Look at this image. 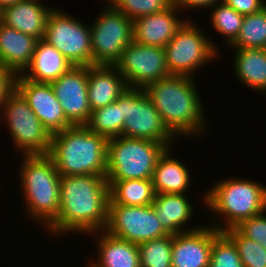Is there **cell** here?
I'll return each mask as SVG.
<instances>
[{
	"mask_svg": "<svg viewBox=\"0 0 266 267\" xmlns=\"http://www.w3.org/2000/svg\"><path fill=\"white\" fill-rule=\"evenodd\" d=\"M230 46L236 49H266V6L244 16L239 34Z\"/></svg>",
	"mask_w": 266,
	"mask_h": 267,
	"instance_id": "83f0119b",
	"label": "cell"
},
{
	"mask_svg": "<svg viewBox=\"0 0 266 267\" xmlns=\"http://www.w3.org/2000/svg\"><path fill=\"white\" fill-rule=\"evenodd\" d=\"M109 201L106 175L61 176L59 213L46 229L54 236L71 231L95 236L107 225Z\"/></svg>",
	"mask_w": 266,
	"mask_h": 267,
	"instance_id": "6da1fadb",
	"label": "cell"
},
{
	"mask_svg": "<svg viewBox=\"0 0 266 267\" xmlns=\"http://www.w3.org/2000/svg\"><path fill=\"white\" fill-rule=\"evenodd\" d=\"M221 1L223 0H173V4L181 11V9L212 7Z\"/></svg>",
	"mask_w": 266,
	"mask_h": 267,
	"instance_id": "8d00e7d4",
	"label": "cell"
},
{
	"mask_svg": "<svg viewBox=\"0 0 266 267\" xmlns=\"http://www.w3.org/2000/svg\"><path fill=\"white\" fill-rule=\"evenodd\" d=\"M205 225L173 235L172 267H208L213 240L220 234Z\"/></svg>",
	"mask_w": 266,
	"mask_h": 267,
	"instance_id": "2e32d148",
	"label": "cell"
},
{
	"mask_svg": "<svg viewBox=\"0 0 266 267\" xmlns=\"http://www.w3.org/2000/svg\"><path fill=\"white\" fill-rule=\"evenodd\" d=\"M167 147L145 139L119 136L107 141V181L152 179Z\"/></svg>",
	"mask_w": 266,
	"mask_h": 267,
	"instance_id": "8992f818",
	"label": "cell"
},
{
	"mask_svg": "<svg viewBox=\"0 0 266 267\" xmlns=\"http://www.w3.org/2000/svg\"><path fill=\"white\" fill-rule=\"evenodd\" d=\"M173 234L138 245L141 267H172Z\"/></svg>",
	"mask_w": 266,
	"mask_h": 267,
	"instance_id": "f1b7e54d",
	"label": "cell"
},
{
	"mask_svg": "<svg viewBox=\"0 0 266 267\" xmlns=\"http://www.w3.org/2000/svg\"><path fill=\"white\" fill-rule=\"evenodd\" d=\"M235 74L252 90L266 93V49H236Z\"/></svg>",
	"mask_w": 266,
	"mask_h": 267,
	"instance_id": "d4e9b609",
	"label": "cell"
},
{
	"mask_svg": "<svg viewBox=\"0 0 266 267\" xmlns=\"http://www.w3.org/2000/svg\"><path fill=\"white\" fill-rule=\"evenodd\" d=\"M128 84L115 66H88V98L91 110L115 102Z\"/></svg>",
	"mask_w": 266,
	"mask_h": 267,
	"instance_id": "d6986e66",
	"label": "cell"
},
{
	"mask_svg": "<svg viewBox=\"0 0 266 267\" xmlns=\"http://www.w3.org/2000/svg\"><path fill=\"white\" fill-rule=\"evenodd\" d=\"M15 89L27 101L43 126L54 135L73 126L66 118L50 83H38L16 75Z\"/></svg>",
	"mask_w": 266,
	"mask_h": 267,
	"instance_id": "9a60e30c",
	"label": "cell"
},
{
	"mask_svg": "<svg viewBox=\"0 0 266 267\" xmlns=\"http://www.w3.org/2000/svg\"><path fill=\"white\" fill-rule=\"evenodd\" d=\"M178 11L180 10L172 4L162 12L134 19L133 41L164 48L186 21L177 16Z\"/></svg>",
	"mask_w": 266,
	"mask_h": 267,
	"instance_id": "e0dca14e",
	"label": "cell"
},
{
	"mask_svg": "<svg viewBox=\"0 0 266 267\" xmlns=\"http://www.w3.org/2000/svg\"><path fill=\"white\" fill-rule=\"evenodd\" d=\"M104 231L138 245L169 235L161 225L152 205H108L107 225Z\"/></svg>",
	"mask_w": 266,
	"mask_h": 267,
	"instance_id": "7c38bea8",
	"label": "cell"
},
{
	"mask_svg": "<svg viewBox=\"0 0 266 267\" xmlns=\"http://www.w3.org/2000/svg\"><path fill=\"white\" fill-rule=\"evenodd\" d=\"M72 66L57 49L44 40H39L31 63L21 75L33 82L51 83Z\"/></svg>",
	"mask_w": 266,
	"mask_h": 267,
	"instance_id": "7402d4cb",
	"label": "cell"
},
{
	"mask_svg": "<svg viewBox=\"0 0 266 267\" xmlns=\"http://www.w3.org/2000/svg\"><path fill=\"white\" fill-rule=\"evenodd\" d=\"M103 12L92 25V65L115 66L123 50L133 41V20L105 3Z\"/></svg>",
	"mask_w": 266,
	"mask_h": 267,
	"instance_id": "9c48e42d",
	"label": "cell"
},
{
	"mask_svg": "<svg viewBox=\"0 0 266 267\" xmlns=\"http://www.w3.org/2000/svg\"><path fill=\"white\" fill-rule=\"evenodd\" d=\"M107 2L131 20L162 12L173 4V0H107Z\"/></svg>",
	"mask_w": 266,
	"mask_h": 267,
	"instance_id": "1f68e13d",
	"label": "cell"
},
{
	"mask_svg": "<svg viewBox=\"0 0 266 267\" xmlns=\"http://www.w3.org/2000/svg\"><path fill=\"white\" fill-rule=\"evenodd\" d=\"M107 182L109 185V205L147 206L152 205L156 196L152 179Z\"/></svg>",
	"mask_w": 266,
	"mask_h": 267,
	"instance_id": "484cf974",
	"label": "cell"
},
{
	"mask_svg": "<svg viewBox=\"0 0 266 267\" xmlns=\"http://www.w3.org/2000/svg\"><path fill=\"white\" fill-rule=\"evenodd\" d=\"M52 10L53 8L48 6L44 7L40 0H20L0 12V22L38 40H43L47 18Z\"/></svg>",
	"mask_w": 266,
	"mask_h": 267,
	"instance_id": "ac0fdd59",
	"label": "cell"
},
{
	"mask_svg": "<svg viewBox=\"0 0 266 267\" xmlns=\"http://www.w3.org/2000/svg\"><path fill=\"white\" fill-rule=\"evenodd\" d=\"M99 235L98 255L89 267H141L138 244L97 231ZM99 257V258H98Z\"/></svg>",
	"mask_w": 266,
	"mask_h": 267,
	"instance_id": "603a6c76",
	"label": "cell"
},
{
	"mask_svg": "<svg viewBox=\"0 0 266 267\" xmlns=\"http://www.w3.org/2000/svg\"><path fill=\"white\" fill-rule=\"evenodd\" d=\"M107 141L85 125H73L52 135L48 155L60 176L106 175Z\"/></svg>",
	"mask_w": 266,
	"mask_h": 267,
	"instance_id": "3957f363",
	"label": "cell"
},
{
	"mask_svg": "<svg viewBox=\"0 0 266 267\" xmlns=\"http://www.w3.org/2000/svg\"><path fill=\"white\" fill-rule=\"evenodd\" d=\"M16 75L0 64V107L8 95L15 89Z\"/></svg>",
	"mask_w": 266,
	"mask_h": 267,
	"instance_id": "d590c367",
	"label": "cell"
},
{
	"mask_svg": "<svg viewBox=\"0 0 266 267\" xmlns=\"http://www.w3.org/2000/svg\"><path fill=\"white\" fill-rule=\"evenodd\" d=\"M1 108L17 151L24 155L49 153L52 135L16 89L8 95Z\"/></svg>",
	"mask_w": 266,
	"mask_h": 267,
	"instance_id": "ba28073f",
	"label": "cell"
},
{
	"mask_svg": "<svg viewBox=\"0 0 266 267\" xmlns=\"http://www.w3.org/2000/svg\"><path fill=\"white\" fill-rule=\"evenodd\" d=\"M193 80L188 76L169 75L145 88L163 123L176 137L197 136L206 129L200 95Z\"/></svg>",
	"mask_w": 266,
	"mask_h": 267,
	"instance_id": "7a4b0ae2",
	"label": "cell"
},
{
	"mask_svg": "<svg viewBox=\"0 0 266 267\" xmlns=\"http://www.w3.org/2000/svg\"><path fill=\"white\" fill-rule=\"evenodd\" d=\"M186 194H170L162 193L156 194L152 207L156 211L161 225L169 234H178L181 232H188L199 227L194 228L185 227L187 223L193 218V207Z\"/></svg>",
	"mask_w": 266,
	"mask_h": 267,
	"instance_id": "44dd1931",
	"label": "cell"
},
{
	"mask_svg": "<svg viewBox=\"0 0 266 267\" xmlns=\"http://www.w3.org/2000/svg\"><path fill=\"white\" fill-rule=\"evenodd\" d=\"M18 1L20 0H0V12L5 8L14 5Z\"/></svg>",
	"mask_w": 266,
	"mask_h": 267,
	"instance_id": "74e56055",
	"label": "cell"
},
{
	"mask_svg": "<svg viewBox=\"0 0 266 267\" xmlns=\"http://www.w3.org/2000/svg\"><path fill=\"white\" fill-rule=\"evenodd\" d=\"M193 23L186 20L164 47L170 75L193 78L195 70L219 54L218 46L215 47L214 42L205 37Z\"/></svg>",
	"mask_w": 266,
	"mask_h": 267,
	"instance_id": "30bf717a",
	"label": "cell"
},
{
	"mask_svg": "<svg viewBox=\"0 0 266 267\" xmlns=\"http://www.w3.org/2000/svg\"><path fill=\"white\" fill-rule=\"evenodd\" d=\"M208 267H245L236 245L224 232L213 240Z\"/></svg>",
	"mask_w": 266,
	"mask_h": 267,
	"instance_id": "d6a6232c",
	"label": "cell"
},
{
	"mask_svg": "<svg viewBox=\"0 0 266 267\" xmlns=\"http://www.w3.org/2000/svg\"><path fill=\"white\" fill-rule=\"evenodd\" d=\"M23 157L19 180L26 213L48 227L59 213L61 176L48 154Z\"/></svg>",
	"mask_w": 266,
	"mask_h": 267,
	"instance_id": "277c9868",
	"label": "cell"
},
{
	"mask_svg": "<svg viewBox=\"0 0 266 267\" xmlns=\"http://www.w3.org/2000/svg\"><path fill=\"white\" fill-rule=\"evenodd\" d=\"M38 41L0 22V64L15 75L22 74L31 63Z\"/></svg>",
	"mask_w": 266,
	"mask_h": 267,
	"instance_id": "ffe728a7",
	"label": "cell"
},
{
	"mask_svg": "<svg viewBox=\"0 0 266 267\" xmlns=\"http://www.w3.org/2000/svg\"><path fill=\"white\" fill-rule=\"evenodd\" d=\"M266 213L253 216L240 222L235 229L244 237L259 243L266 249Z\"/></svg>",
	"mask_w": 266,
	"mask_h": 267,
	"instance_id": "836d02e7",
	"label": "cell"
},
{
	"mask_svg": "<svg viewBox=\"0 0 266 267\" xmlns=\"http://www.w3.org/2000/svg\"><path fill=\"white\" fill-rule=\"evenodd\" d=\"M203 198L209 211L224 216L225 224H213L220 232L266 211V186L243 178L219 180Z\"/></svg>",
	"mask_w": 266,
	"mask_h": 267,
	"instance_id": "5b68a950",
	"label": "cell"
},
{
	"mask_svg": "<svg viewBox=\"0 0 266 267\" xmlns=\"http://www.w3.org/2000/svg\"><path fill=\"white\" fill-rule=\"evenodd\" d=\"M223 2L244 16L256 13L266 6L265 0H223Z\"/></svg>",
	"mask_w": 266,
	"mask_h": 267,
	"instance_id": "e575fe53",
	"label": "cell"
},
{
	"mask_svg": "<svg viewBox=\"0 0 266 267\" xmlns=\"http://www.w3.org/2000/svg\"><path fill=\"white\" fill-rule=\"evenodd\" d=\"M115 67L125 78L128 87L145 89L152 82L170 75L165 48L132 41L122 52Z\"/></svg>",
	"mask_w": 266,
	"mask_h": 267,
	"instance_id": "4fadbf2b",
	"label": "cell"
},
{
	"mask_svg": "<svg viewBox=\"0 0 266 267\" xmlns=\"http://www.w3.org/2000/svg\"><path fill=\"white\" fill-rule=\"evenodd\" d=\"M211 11V24L217 32L226 37V42L231 44L238 36L242 27L244 15L229 7L225 2H218Z\"/></svg>",
	"mask_w": 266,
	"mask_h": 267,
	"instance_id": "f546056e",
	"label": "cell"
},
{
	"mask_svg": "<svg viewBox=\"0 0 266 267\" xmlns=\"http://www.w3.org/2000/svg\"><path fill=\"white\" fill-rule=\"evenodd\" d=\"M236 245L245 267H266V249L259 243L242 236L235 228L223 231Z\"/></svg>",
	"mask_w": 266,
	"mask_h": 267,
	"instance_id": "4dcf8cb0",
	"label": "cell"
},
{
	"mask_svg": "<svg viewBox=\"0 0 266 267\" xmlns=\"http://www.w3.org/2000/svg\"><path fill=\"white\" fill-rule=\"evenodd\" d=\"M124 126L121 136L150 140L170 147L176 137L163 123L159 112L143 88L128 87L121 94Z\"/></svg>",
	"mask_w": 266,
	"mask_h": 267,
	"instance_id": "52a82bcc",
	"label": "cell"
},
{
	"mask_svg": "<svg viewBox=\"0 0 266 267\" xmlns=\"http://www.w3.org/2000/svg\"><path fill=\"white\" fill-rule=\"evenodd\" d=\"M50 84L66 118L73 125H85L92 112L88 98V66H72Z\"/></svg>",
	"mask_w": 266,
	"mask_h": 267,
	"instance_id": "5bb4252c",
	"label": "cell"
},
{
	"mask_svg": "<svg viewBox=\"0 0 266 267\" xmlns=\"http://www.w3.org/2000/svg\"><path fill=\"white\" fill-rule=\"evenodd\" d=\"M43 40L73 66L92 65L90 27L62 10L53 9L49 14Z\"/></svg>",
	"mask_w": 266,
	"mask_h": 267,
	"instance_id": "8fae6325",
	"label": "cell"
},
{
	"mask_svg": "<svg viewBox=\"0 0 266 267\" xmlns=\"http://www.w3.org/2000/svg\"><path fill=\"white\" fill-rule=\"evenodd\" d=\"M85 126L91 132L101 135L107 140L121 136L124 126L121 112V95L115 102L93 110Z\"/></svg>",
	"mask_w": 266,
	"mask_h": 267,
	"instance_id": "4316f807",
	"label": "cell"
},
{
	"mask_svg": "<svg viewBox=\"0 0 266 267\" xmlns=\"http://www.w3.org/2000/svg\"><path fill=\"white\" fill-rule=\"evenodd\" d=\"M171 148H167L159 157L152 176L156 194H185L190 188L189 170L179 160L171 158Z\"/></svg>",
	"mask_w": 266,
	"mask_h": 267,
	"instance_id": "cb8c5ba5",
	"label": "cell"
}]
</instances>
